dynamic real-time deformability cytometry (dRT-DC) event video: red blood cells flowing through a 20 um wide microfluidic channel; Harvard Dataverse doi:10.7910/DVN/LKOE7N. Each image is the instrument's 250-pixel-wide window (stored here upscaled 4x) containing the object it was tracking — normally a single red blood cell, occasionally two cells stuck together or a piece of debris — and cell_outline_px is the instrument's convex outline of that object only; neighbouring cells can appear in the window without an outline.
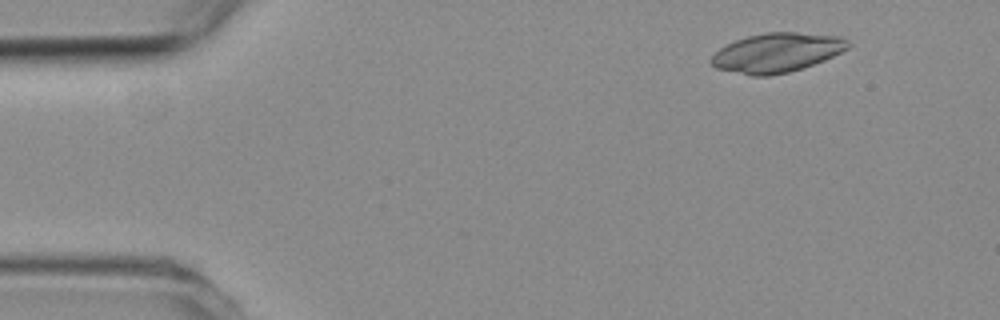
{"species": "common noctule bat (a hibernating species)", "species_latin": "Nyctalus noctula", "temperature_condition": "room temperature", "stored_images_in_passage": 5, "camera_frame_rate_fps": 3000, "um_per_image_px": 0.085, "animal": {"sex": "female", "body_mass_g": 19.3, "forearm_length_mm": 54.1}, "frame": {"image": 1, "passage_image": 1, "time_ms": 0.0, "image_size_px": [1000, 320], "cell_outline_px": [[848, 48], [824, 60], [788, 72], [768, 76], [752, 76], [716, 68], [712, 64], [712, 56], [720, 48], [736, 40], [748, 36], [764, 32], [796, 32], [840, 36], [848, 44]], "centroid_in_image_um": [66.01, 4.47], "position_along_channel_um": 19.0, "area_um2": 30.81}}